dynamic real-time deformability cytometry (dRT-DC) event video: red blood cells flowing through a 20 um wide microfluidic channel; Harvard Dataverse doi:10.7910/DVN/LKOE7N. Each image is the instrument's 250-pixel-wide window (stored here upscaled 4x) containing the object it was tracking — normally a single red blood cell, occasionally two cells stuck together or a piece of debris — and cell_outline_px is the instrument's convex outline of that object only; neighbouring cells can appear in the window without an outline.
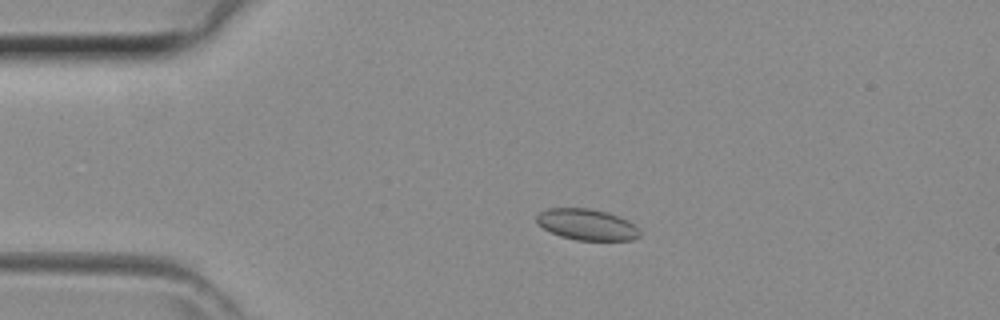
{"species": "common noctule bat (a hibernating species)", "species_latin": "Nyctalus noctula", "temperature_condition": "room temperature", "stored_images_in_passage": 43, "camera_frame_rate_fps": 3000, "um_per_image_px": 0.085, "animal": {"sex": "female", "body_mass_g": 29.2, "forearm_length_mm": 56.3}, "frame": {"image": 1, "passage_image": 9, "time_ms": 2.667, "image_size_px": [1000, 320], "cell_outline_px": [[640, 236], [632, 240], [576, 240], [560, 236], [544, 228], [536, 220], [536, 216], [540, 212], [548, 208], [588, 208], [608, 212], [628, 220], [640, 228]], "centroid_in_image_um": [49.92, 19.08], "position_along_channel_um": 35.1, "area_um2": 18.73}}
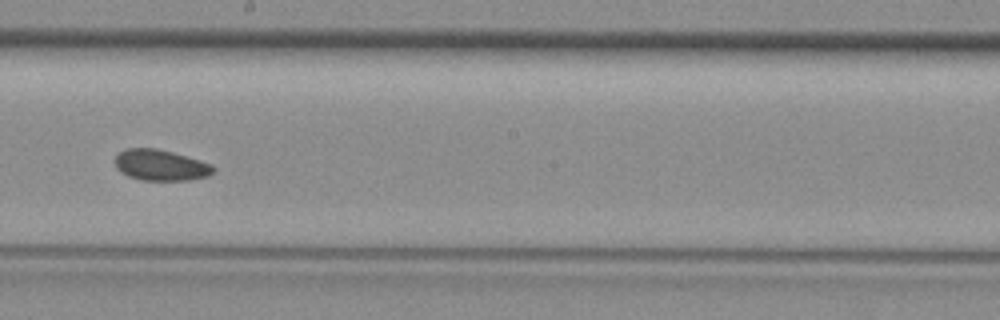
{"frame": {"image": 2, "passage_image": 24, "time_ms": 7.667, "image_size_px": [1000, 320], "cell_outline_px": [[216, 168], [208, 176], [188, 180], [140, 180], [128, 176], [120, 172], [116, 168], [116, 156], [120, 152], [128, 148], [156, 148], [172, 152], [212, 164]], "centroid_in_image_um": [13.65, 14.04], "position_along_channel_um": 234.6, "area_um2": 17.63}}
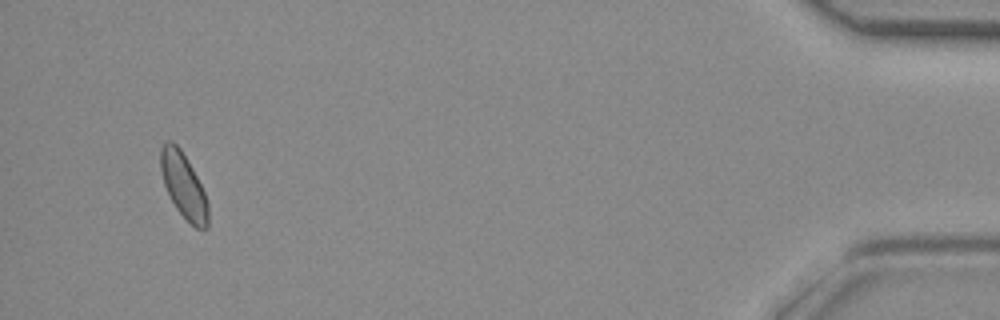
{"frame": {"image": 3, "passage_image": 41, "time_ms": 13.333, "image_size_px": [1000, 320], "cell_outline_px": [[208, 228], [196, 228], [176, 208], [164, 184], [160, 168], [160, 148], [168, 140], [172, 140], [180, 148], [192, 168], [204, 192], [208, 204]], "centroid_in_image_um": [15.59, 15.75], "position_along_channel_um": 419.6, "area_um2": 17.63}}